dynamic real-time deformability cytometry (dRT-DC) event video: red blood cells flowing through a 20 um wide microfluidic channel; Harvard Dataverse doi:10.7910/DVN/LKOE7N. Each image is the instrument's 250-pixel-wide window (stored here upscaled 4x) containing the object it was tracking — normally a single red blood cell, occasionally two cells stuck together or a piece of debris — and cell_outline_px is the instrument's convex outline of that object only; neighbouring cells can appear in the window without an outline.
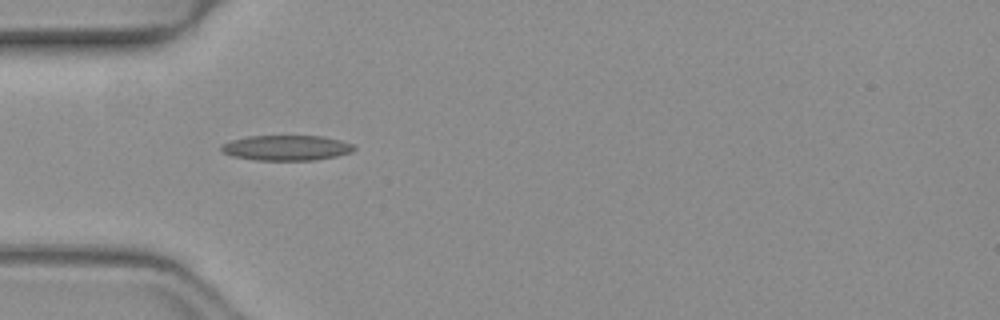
{"species": "common noctule bat (a hibernating species)", "species_latin": "Nyctalus noctula", "temperature_condition": "warm", "stored_images_in_passage": 37, "camera_frame_rate_fps": 3000, "um_per_image_px": 0.085, "animal": {"sex": "female", "body_mass_g": 19.3, "forearm_length_mm": 54.1}, "frame": {"image": 1, "passage_image": 4, "time_ms": 1.0, "image_size_px": [1000, 320], "cell_outline_px": [[356, 148], [352, 152], [336, 156], [316, 160], [256, 160], [232, 156], [224, 152], [220, 148], [224, 144], [232, 140], [248, 136], [324, 136], [340, 140], [352, 144]], "centroid_in_image_um": [24.38, 12.57], "position_along_channel_um": 60.6, "area_um2": 19.42}}
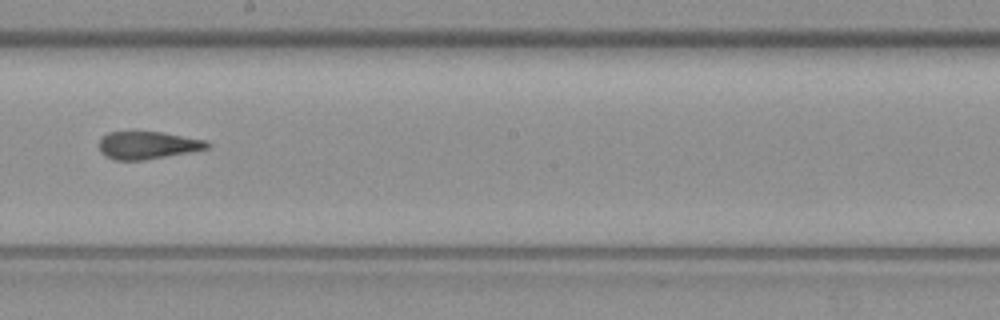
{"frame": {"image": 2, "passage_image": 17, "time_ms": 5.333, "image_size_px": [1000, 320], "cell_outline_px": [[212, 144], [208, 148], [188, 152], [144, 160], [116, 160], [104, 156], [100, 152], [100, 136], [108, 132], [160, 132], [208, 140]], "centroid_in_image_um": [12.54, 12.34], "position_along_channel_um": 235.7, "area_um2": 17.4}}
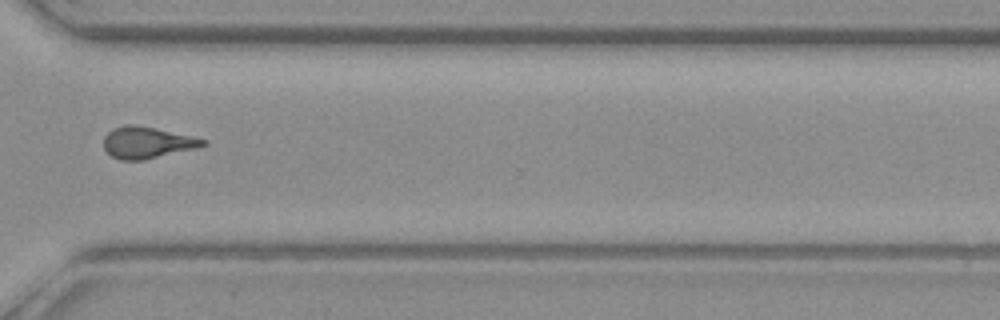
{"frame": {"image": 3, "passage_image": 26, "time_ms": 8.333, "image_size_px": [1000, 320], "cell_outline_px": [[208, 144], [196, 148], [144, 160], [120, 160], [112, 156], [104, 148], [104, 136], [112, 128], [124, 124], [136, 124], [156, 128], [192, 136], [208, 140]], "centroid_in_image_um": [12.5, 12.1], "position_along_channel_um": 358.1, "area_um2": 18.38}, "authors_computed_cell_mechanics": {"area_um2": 18.1492, "velocity_mm_per_s": 4.0751, "shape_relaxation_time_tau1_ms": null, "shape_relaxation_time_tau2_ms": 1.7688, "deformation_change_tau1": null, "deformation_change_tau2": 0.1018}}